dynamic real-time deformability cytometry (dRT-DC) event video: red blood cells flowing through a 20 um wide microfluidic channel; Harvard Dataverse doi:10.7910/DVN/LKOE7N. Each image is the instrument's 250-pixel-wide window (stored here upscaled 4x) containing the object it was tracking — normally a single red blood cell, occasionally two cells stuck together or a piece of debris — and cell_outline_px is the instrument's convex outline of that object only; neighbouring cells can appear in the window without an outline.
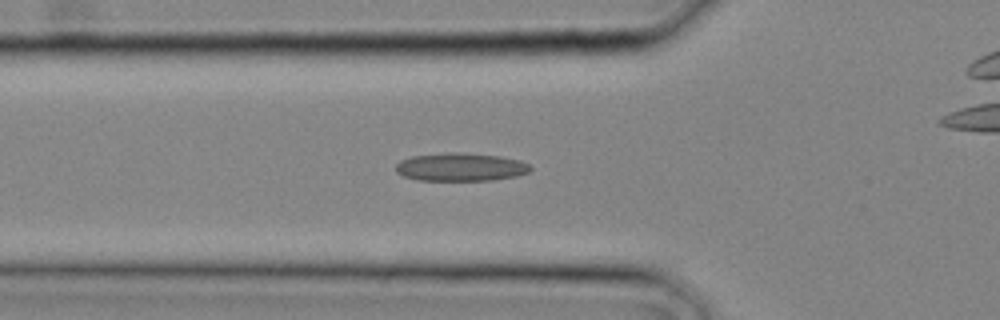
{"species": "common noctule bat (a hibernating species)", "species_latin": "Nyctalus noctula", "temperature_condition": "cold", "stored_images_in_passage": 8, "camera_frame_rate_fps": 3000, "um_per_image_px": 0.085, "animal": {"sex": "male", "body_mass_g": 20.4}, "frame": {"image": 1, "passage_image": 4, "time_ms": 1.0, "image_size_px": [1000, 320], "cell_outline_px": [[532, 168], [528, 172], [516, 176], [492, 180], [420, 180], [404, 176], [396, 172], [396, 164], [400, 160], [412, 156], [452, 152], [456, 152], [500, 156], [520, 160], [528, 164]], "centroid_in_image_um": [39.15, 14.19], "position_along_channel_um": 86.6, "area_um2": 21.91}}
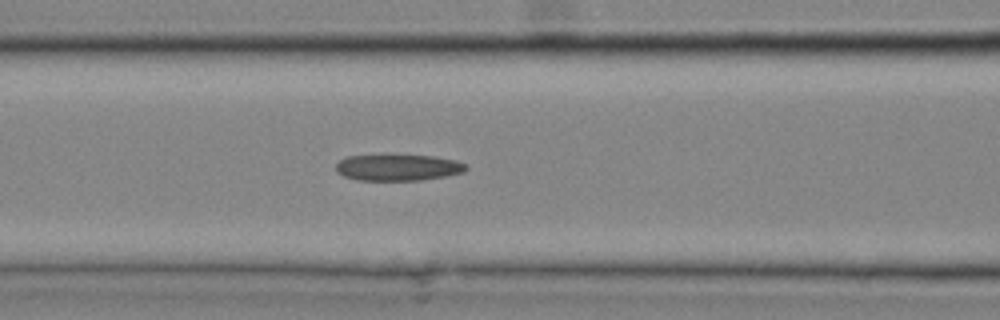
{"frame": {"image": 2, "passage_image": 6, "time_ms": 1.667, "image_size_px": [1000, 320], "cell_outline_px": [[468, 168], [464, 172], [444, 176], [420, 180], [356, 180], [344, 176], [336, 172], [336, 164], [340, 160], [348, 156], [388, 152], [432, 156], [456, 160], [464, 164]], "centroid_in_image_um": [33.77, 14.19], "position_along_channel_um": 132.8, "area_um2": 20.81}}
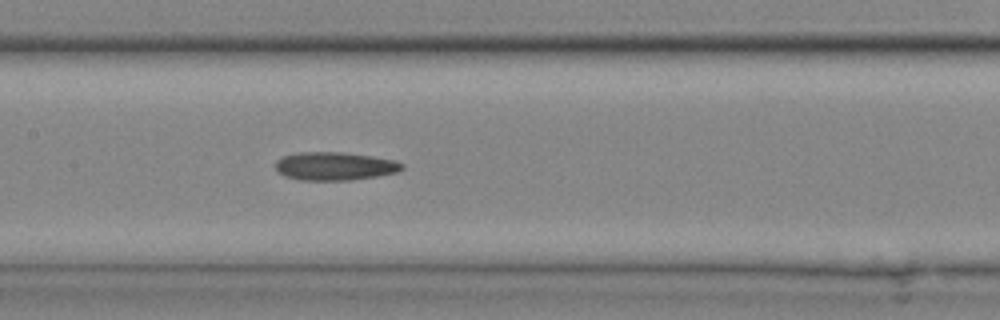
{"frame": {"image": 3, "passage_image": 8, "time_ms": 2.333, "image_size_px": [1000, 320], "cell_outline_px": [[404, 168], [400, 172], [376, 176], [348, 180], [300, 180], [284, 176], [276, 168], [276, 160], [280, 156], [296, 152], [340, 152], [372, 156], [396, 160], [404, 164]], "centroid_in_image_um": [28.46, 14.11], "position_along_channel_um": 178.9, "area_um2": 20.98}}